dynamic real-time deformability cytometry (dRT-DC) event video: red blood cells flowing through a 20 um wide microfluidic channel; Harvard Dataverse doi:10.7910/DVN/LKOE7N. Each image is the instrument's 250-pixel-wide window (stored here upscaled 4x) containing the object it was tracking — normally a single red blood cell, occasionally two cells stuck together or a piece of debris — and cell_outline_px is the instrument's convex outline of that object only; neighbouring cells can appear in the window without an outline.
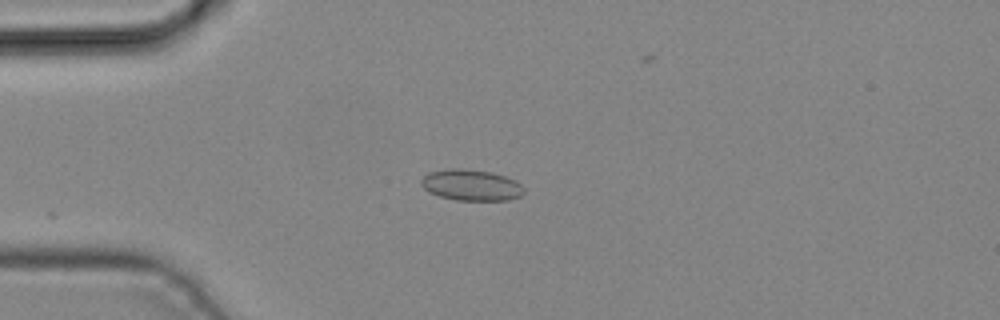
{"species": "common noctule bat (a hibernating species)", "species_latin": "Nyctalus noctula", "temperature_condition": "cold", "stored_images_in_passage": 2, "camera_frame_rate_fps": 3000, "um_per_image_px": 0.085, "animal": {"sex": "male", "body_mass_g": 19.2, "forearm_length_mm": 51.8}, "frame": {"image": 1, "passage_image": 1, "time_ms": 0.0, "image_size_px": [1000, 320], "cell_outline_px": [[524, 192], [520, 196], [508, 200], [456, 200], [440, 196], [428, 192], [420, 184], [420, 180], [428, 172], [452, 168], [460, 168], [492, 172], [516, 180], [524, 188]], "centroid_in_image_um": [40.04, 15.73], "position_along_channel_um": 45.0, "area_um2": 18.67}}